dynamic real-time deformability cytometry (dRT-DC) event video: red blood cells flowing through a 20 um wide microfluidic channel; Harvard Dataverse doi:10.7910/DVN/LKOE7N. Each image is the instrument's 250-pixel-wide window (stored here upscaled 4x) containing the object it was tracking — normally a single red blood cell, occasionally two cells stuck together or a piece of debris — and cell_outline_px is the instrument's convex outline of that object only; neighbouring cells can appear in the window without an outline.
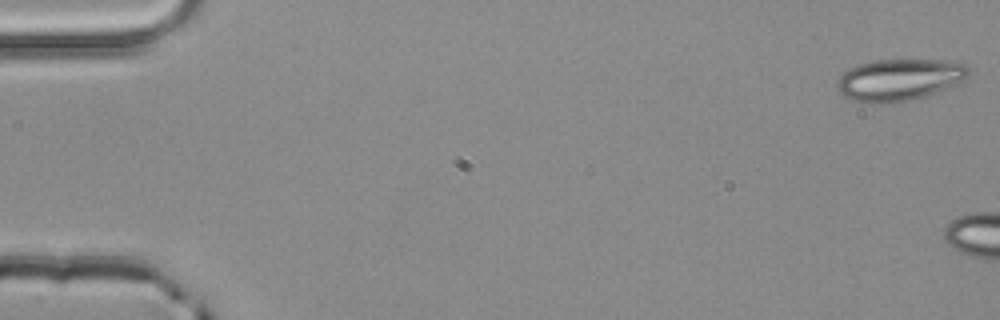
{"species": "common noctule bat (a hibernating species)", "species_latin": "Nyctalus noctula", "temperature_condition": "room temperature", "stored_images_in_passage": 2, "camera_frame_rate_fps": 3000, "um_per_image_px": 0.085, "animal": {"sex": "male", "body_mass_g": 20.4}, "frame": {"image": 1, "passage_image": 1, "time_ms": 0.0, "image_size_px": [1000, 320], "cell_outline_px": [[972, 72], [968, 76], [948, 88], [924, 96], [908, 100], [880, 104], [852, 100], [844, 96], [836, 88], [836, 80], [848, 68], [856, 64], [872, 60], [948, 60], [968, 64]], "centroid_in_image_um": [76.43, 6.76], "position_along_channel_um": 8.6, "area_um2": 32.25}}